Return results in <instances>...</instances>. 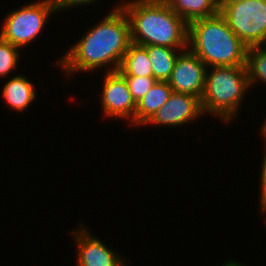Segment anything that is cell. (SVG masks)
Masks as SVG:
<instances>
[{
  "label": "cell",
  "instance_id": "5b68a950",
  "mask_svg": "<svg viewBox=\"0 0 266 266\" xmlns=\"http://www.w3.org/2000/svg\"><path fill=\"white\" fill-rule=\"evenodd\" d=\"M56 12L51 0L26 4L5 16L0 37L19 49L27 46L26 44L34 40L43 30L51 14Z\"/></svg>",
  "mask_w": 266,
  "mask_h": 266
},
{
  "label": "cell",
  "instance_id": "ffe728a7",
  "mask_svg": "<svg viewBox=\"0 0 266 266\" xmlns=\"http://www.w3.org/2000/svg\"><path fill=\"white\" fill-rule=\"evenodd\" d=\"M261 180H260V190H261V198H260V206L262 208V212L263 210L266 209V150L264 153V158L262 161V167H261Z\"/></svg>",
  "mask_w": 266,
  "mask_h": 266
},
{
  "label": "cell",
  "instance_id": "9c48e42d",
  "mask_svg": "<svg viewBox=\"0 0 266 266\" xmlns=\"http://www.w3.org/2000/svg\"><path fill=\"white\" fill-rule=\"evenodd\" d=\"M203 114L200 100L190 94L172 92L168 101L160 107L146 124L180 126L194 121ZM189 121V122H188Z\"/></svg>",
  "mask_w": 266,
  "mask_h": 266
},
{
  "label": "cell",
  "instance_id": "5bb4252c",
  "mask_svg": "<svg viewBox=\"0 0 266 266\" xmlns=\"http://www.w3.org/2000/svg\"><path fill=\"white\" fill-rule=\"evenodd\" d=\"M169 7L187 23L219 13L217 0H165Z\"/></svg>",
  "mask_w": 266,
  "mask_h": 266
},
{
  "label": "cell",
  "instance_id": "8992f818",
  "mask_svg": "<svg viewBox=\"0 0 266 266\" xmlns=\"http://www.w3.org/2000/svg\"><path fill=\"white\" fill-rule=\"evenodd\" d=\"M229 28L247 46L266 40V0H241L220 11Z\"/></svg>",
  "mask_w": 266,
  "mask_h": 266
},
{
  "label": "cell",
  "instance_id": "9a60e30c",
  "mask_svg": "<svg viewBox=\"0 0 266 266\" xmlns=\"http://www.w3.org/2000/svg\"><path fill=\"white\" fill-rule=\"evenodd\" d=\"M118 72L122 76H153V69L147 50L131 43L124 54Z\"/></svg>",
  "mask_w": 266,
  "mask_h": 266
},
{
  "label": "cell",
  "instance_id": "7402d4cb",
  "mask_svg": "<svg viewBox=\"0 0 266 266\" xmlns=\"http://www.w3.org/2000/svg\"><path fill=\"white\" fill-rule=\"evenodd\" d=\"M223 266H244V264H240L239 262H236L235 260L233 261H226Z\"/></svg>",
  "mask_w": 266,
  "mask_h": 266
},
{
  "label": "cell",
  "instance_id": "7a4b0ae2",
  "mask_svg": "<svg viewBox=\"0 0 266 266\" xmlns=\"http://www.w3.org/2000/svg\"><path fill=\"white\" fill-rule=\"evenodd\" d=\"M119 6L129 20L131 43L188 48V23L165 0H132Z\"/></svg>",
  "mask_w": 266,
  "mask_h": 266
},
{
  "label": "cell",
  "instance_id": "7c38bea8",
  "mask_svg": "<svg viewBox=\"0 0 266 266\" xmlns=\"http://www.w3.org/2000/svg\"><path fill=\"white\" fill-rule=\"evenodd\" d=\"M26 76L17 75L4 85L2 96L5 102L16 111H23L35 100L36 92Z\"/></svg>",
  "mask_w": 266,
  "mask_h": 266
},
{
  "label": "cell",
  "instance_id": "e0dca14e",
  "mask_svg": "<svg viewBox=\"0 0 266 266\" xmlns=\"http://www.w3.org/2000/svg\"><path fill=\"white\" fill-rule=\"evenodd\" d=\"M19 48L0 37V76L8 75L18 65Z\"/></svg>",
  "mask_w": 266,
  "mask_h": 266
},
{
  "label": "cell",
  "instance_id": "603a6c76",
  "mask_svg": "<svg viewBox=\"0 0 266 266\" xmlns=\"http://www.w3.org/2000/svg\"><path fill=\"white\" fill-rule=\"evenodd\" d=\"M261 128L262 129L260 131L262 132V136H264L263 138H265V140H266V119L263 122V126Z\"/></svg>",
  "mask_w": 266,
  "mask_h": 266
},
{
  "label": "cell",
  "instance_id": "d6986e66",
  "mask_svg": "<svg viewBox=\"0 0 266 266\" xmlns=\"http://www.w3.org/2000/svg\"><path fill=\"white\" fill-rule=\"evenodd\" d=\"M98 0H51V3L54 5L56 11L64 10V8H71L73 6H85L89 4H93L94 2H97Z\"/></svg>",
  "mask_w": 266,
  "mask_h": 266
},
{
  "label": "cell",
  "instance_id": "ac0fdd59",
  "mask_svg": "<svg viewBox=\"0 0 266 266\" xmlns=\"http://www.w3.org/2000/svg\"><path fill=\"white\" fill-rule=\"evenodd\" d=\"M128 84L133 99L137 103L157 82L153 76H123Z\"/></svg>",
  "mask_w": 266,
  "mask_h": 266
},
{
  "label": "cell",
  "instance_id": "52a82bcc",
  "mask_svg": "<svg viewBox=\"0 0 266 266\" xmlns=\"http://www.w3.org/2000/svg\"><path fill=\"white\" fill-rule=\"evenodd\" d=\"M207 68L205 63L187 48L178 55L167 82L173 92L190 94L201 100Z\"/></svg>",
  "mask_w": 266,
  "mask_h": 266
},
{
  "label": "cell",
  "instance_id": "44dd1931",
  "mask_svg": "<svg viewBox=\"0 0 266 266\" xmlns=\"http://www.w3.org/2000/svg\"><path fill=\"white\" fill-rule=\"evenodd\" d=\"M241 0H217V7L219 12L224 9L226 6L235 3V2H239Z\"/></svg>",
  "mask_w": 266,
  "mask_h": 266
},
{
  "label": "cell",
  "instance_id": "4fadbf2b",
  "mask_svg": "<svg viewBox=\"0 0 266 266\" xmlns=\"http://www.w3.org/2000/svg\"><path fill=\"white\" fill-rule=\"evenodd\" d=\"M143 47L147 50L153 69V77L157 81L162 82H167L169 80L180 51L186 50L156 45H147ZM175 50L180 51L176 53L177 51Z\"/></svg>",
  "mask_w": 266,
  "mask_h": 266
},
{
  "label": "cell",
  "instance_id": "cb8c5ba5",
  "mask_svg": "<svg viewBox=\"0 0 266 266\" xmlns=\"http://www.w3.org/2000/svg\"><path fill=\"white\" fill-rule=\"evenodd\" d=\"M262 46H264V48H266V40H265V42L262 44Z\"/></svg>",
  "mask_w": 266,
  "mask_h": 266
},
{
  "label": "cell",
  "instance_id": "30bf717a",
  "mask_svg": "<svg viewBox=\"0 0 266 266\" xmlns=\"http://www.w3.org/2000/svg\"><path fill=\"white\" fill-rule=\"evenodd\" d=\"M77 231H72L77 246L76 266H127L120 254L106 247L100 239L89 234L88 229L80 225Z\"/></svg>",
  "mask_w": 266,
  "mask_h": 266
},
{
  "label": "cell",
  "instance_id": "2e32d148",
  "mask_svg": "<svg viewBox=\"0 0 266 266\" xmlns=\"http://www.w3.org/2000/svg\"><path fill=\"white\" fill-rule=\"evenodd\" d=\"M246 69L249 85L256 82L266 83V48L261 46H251L246 52Z\"/></svg>",
  "mask_w": 266,
  "mask_h": 266
},
{
  "label": "cell",
  "instance_id": "6da1fadb",
  "mask_svg": "<svg viewBox=\"0 0 266 266\" xmlns=\"http://www.w3.org/2000/svg\"><path fill=\"white\" fill-rule=\"evenodd\" d=\"M130 44L129 20L118 5L86 32L57 64L62 65L66 75L94 71L108 65L111 68L106 72H116Z\"/></svg>",
  "mask_w": 266,
  "mask_h": 266
},
{
  "label": "cell",
  "instance_id": "277c9868",
  "mask_svg": "<svg viewBox=\"0 0 266 266\" xmlns=\"http://www.w3.org/2000/svg\"><path fill=\"white\" fill-rule=\"evenodd\" d=\"M206 71L205 88L200 100L202 112L219 116L229 122L237 115L249 79L246 66L211 67Z\"/></svg>",
  "mask_w": 266,
  "mask_h": 266
},
{
  "label": "cell",
  "instance_id": "ba28073f",
  "mask_svg": "<svg viewBox=\"0 0 266 266\" xmlns=\"http://www.w3.org/2000/svg\"><path fill=\"white\" fill-rule=\"evenodd\" d=\"M102 89V110L111 117L130 119L134 126L137 103L132 97L125 78L118 72H106Z\"/></svg>",
  "mask_w": 266,
  "mask_h": 266
},
{
  "label": "cell",
  "instance_id": "3957f363",
  "mask_svg": "<svg viewBox=\"0 0 266 266\" xmlns=\"http://www.w3.org/2000/svg\"><path fill=\"white\" fill-rule=\"evenodd\" d=\"M247 48L220 12L188 23V49L207 67L245 66Z\"/></svg>",
  "mask_w": 266,
  "mask_h": 266
},
{
  "label": "cell",
  "instance_id": "8fae6325",
  "mask_svg": "<svg viewBox=\"0 0 266 266\" xmlns=\"http://www.w3.org/2000/svg\"><path fill=\"white\" fill-rule=\"evenodd\" d=\"M173 90L168 82L157 81L136 106L134 126L146 125L152 116L164 105Z\"/></svg>",
  "mask_w": 266,
  "mask_h": 266
}]
</instances>
